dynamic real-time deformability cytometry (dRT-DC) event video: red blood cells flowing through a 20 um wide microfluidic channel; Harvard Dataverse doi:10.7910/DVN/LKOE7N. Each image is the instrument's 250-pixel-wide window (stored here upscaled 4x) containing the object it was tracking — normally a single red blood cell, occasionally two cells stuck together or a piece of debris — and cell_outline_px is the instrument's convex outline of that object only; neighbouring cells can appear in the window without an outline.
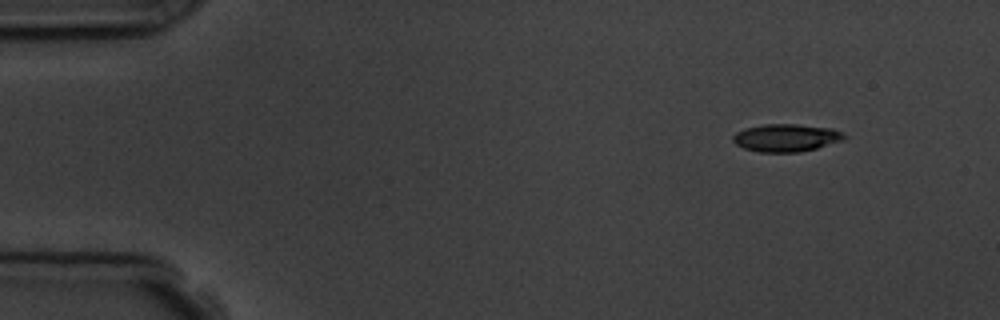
{"species": "common noctule bat (a hibernating species)", "species_latin": "Nyctalus noctula", "temperature_condition": "room temperature", "stored_images_in_passage": 3, "camera_frame_rate_fps": 3000, "um_per_image_px": 0.085, "animal": {"sex": "male", "body_mass_g": 19.5, "forearm_length_mm": 54.6}, "frame": {"image": 1, "passage_image": 1, "time_ms": 0.0, "image_size_px": [1000, 320], "cell_outline_px": [[848, 136], [844, 140], [816, 148], [800, 152], [760, 152], [744, 148], [736, 144], [732, 140], [732, 136], [736, 132], [744, 128], [764, 124], [796, 124], [832, 128]], "centroid_in_image_um": [66.81, 11.71], "position_along_channel_um": 18.2, "area_um2": 17.98}}
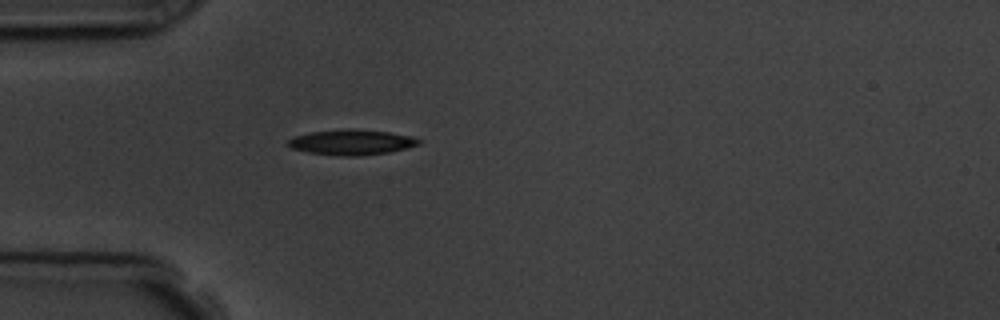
{"frame": {"image": 2, "passage_image": 3, "time_ms": 3.333, "image_size_px": [1000, 320], "cell_outline_px": [[420, 144], [408, 148], [388, 152], [360, 156], [340, 156], [308, 152], [292, 148], [288, 144], [288, 140], [292, 136], [312, 132], [348, 128], [352, 128], [388, 132], [412, 136], [420, 140]], "centroid_in_image_um": [29.89, 12.08], "position_along_channel_um": 55.1, "area_um2": 19.31}}